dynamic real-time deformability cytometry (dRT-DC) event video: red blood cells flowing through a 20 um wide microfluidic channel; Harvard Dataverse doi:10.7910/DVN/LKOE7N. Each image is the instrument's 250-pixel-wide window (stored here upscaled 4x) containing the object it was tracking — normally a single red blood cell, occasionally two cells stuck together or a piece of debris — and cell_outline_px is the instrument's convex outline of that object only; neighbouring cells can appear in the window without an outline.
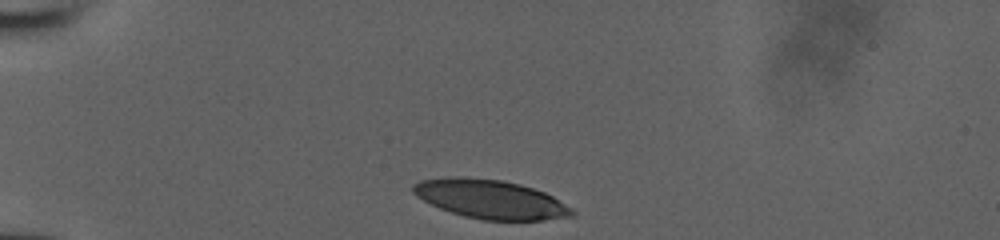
{"species": "human", "species_latin": "Homo sapiens", "temperature_condition": "room temperature", "stored_images_in_passage": 31, "camera_frame_rate_fps": 3000, "um_per_image_px": 0.085, "donor": {"sex": "male"}, "frame": {"image": 1, "passage_image": 1, "time_ms": 0.0, "image_size_px": [1000, 240], "cell_outline_px": [[576, 212], [572, 216], [544, 220], [484, 220], [464, 216], [440, 208], [416, 196], [412, 192], [412, 184], [420, 180], [444, 176], [460, 176], [500, 180], [520, 184], [544, 192], [552, 196], [572, 208]], "centroid_in_image_um": [41.66, 16.92], "position_along_channel_um": 43.3, "area_um2": 36.01}}
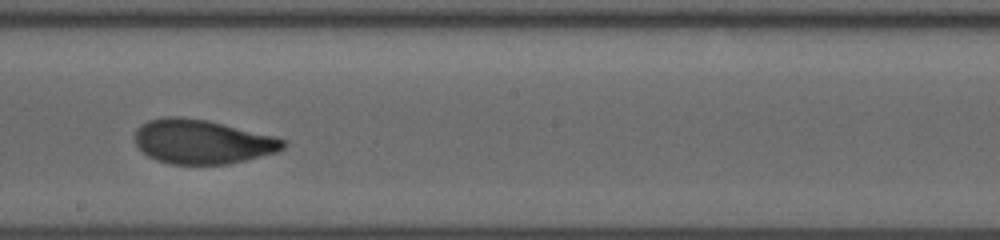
{"frame": {"image": 2, "passage_image": 18, "time_ms": 5.667, "image_size_px": [1000, 240], "cell_outline_px": [[288, 144], [284, 148], [276, 152], [228, 164], [172, 164], [156, 160], [148, 156], [136, 144], [136, 128], [140, 124], [148, 120], [164, 116], [180, 116], [208, 120], [276, 136], [288, 140]], "centroid_in_image_um": [17.21, 12.03], "position_along_channel_um": 231.0, "area_um2": 38.44}}
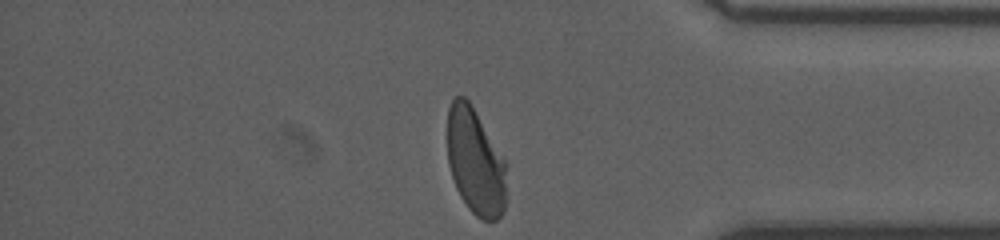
{"frame": {"image": 3, "passage_image": 31, "time_ms": 10.0, "image_size_px": [1000, 240], "cell_outline_px": [[504, 212], [496, 220], [484, 220], [476, 216], [468, 208], [460, 196], [456, 188], [448, 164], [448, 108], [452, 100], [456, 96], [464, 96], [468, 100], [504, 160]], "centroid_in_image_um": [40.36, 13.76], "position_along_channel_um": 394.8, "area_um2": 35.78}}